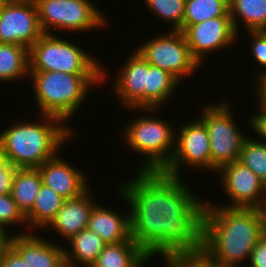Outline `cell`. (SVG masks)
I'll use <instances>...</instances> for the list:
<instances>
[{
	"label": "cell",
	"mask_w": 266,
	"mask_h": 267,
	"mask_svg": "<svg viewBox=\"0 0 266 267\" xmlns=\"http://www.w3.org/2000/svg\"><path fill=\"white\" fill-rule=\"evenodd\" d=\"M132 176L116 188L130 207L132 239L149 259L200 256L206 200L181 177L161 171H137Z\"/></svg>",
	"instance_id": "obj_1"
},
{
	"label": "cell",
	"mask_w": 266,
	"mask_h": 267,
	"mask_svg": "<svg viewBox=\"0 0 266 267\" xmlns=\"http://www.w3.org/2000/svg\"><path fill=\"white\" fill-rule=\"evenodd\" d=\"M263 234L256 208H228L206 202L202 255L224 267H241ZM240 265V266H239Z\"/></svg>",
	"instance_id": "obj_2"
},
{
	"label": "cell",
	"mask_w": 266,
	"mask_h": 267,
	"mask_svg": "<svg viewBox=\"0 0 266 267\" xmlns=\"http://www.w3.org/2000/svg\"><path fill=\"white\" fill-rule=\"evenodd\" d=\"M40 116L38 122L37 119L14 121L0 133L3 157L16 168L41 166L72 138L73 130L63 120L51 115Z\"/></svg>",
	"instance_id": "obj_3"
},
{
	"label": "cell",
	"mask_w": 266,
	"mask_h": 267,
	"mask_svg": "<svg viewBox=\"0 0 266 267\" xmlns=\"http://www.w3.org/2000/svg\"><path fill=\"white\" fill-rule=\"evenodd\" d=\"M29 78L39 115L55 116L67 123L86 101L90 89L103 83V74L30 71Z\"/></svg>",
	"instance_id": "obj_4"
},
{
	"label": "cell",
	"mask_w": 266,
	"mask_h": 267,
	"mask_svg": "<svg viewBox=\"0 0 266 267\" xmlns=\"http://www.w3.org/2000/svg\"><path fill=\"white\" fill-rule=\"evenodd\" d=\"M141 116L133 118L125 130H122L126 145L132 151L143 156L142 166L139 171L155 172L162 171L170 162L175 149L176 129L162 118H158L155 113L159 109H135ZM145 113V114H143ZM149 114H154L149 115Z\"/></svg>",
	"instance_id": "obj_5"
},
{
	"label": "cell",
	"mask_w": 266,
	"mask_h": 267,
	"mask_svg": "<svg viewBox=\"0 0 266 267\" xmlns=\"http://www.w3.org/2000/svg\"><path fill=\"white\" fill-rule=\"evenodd\" d=\"M57 34H43L30 48V71L64 72L68 74H103L109 77L94 55ZM94 56V57H93Z\"/></svg>",
	"instance_id": "obj_6"
},
{
	"label": "cell",
	"mask_w": 266,
	"mask_h": 267,
	"mask_svg": "<svg viewBox=\"0 0 266 267\" xmlns=\"http://www.w3.org/2000/svg\"><path fill=\"white\" fill-rule=\"evenodd\" d=\"M202 107L199 118L208 129L211 172L216 173L224 165L239 160L243 142L248 136L236 124L229 101L213 105L208 103Z\"/></svg>",
	"instance_id": "obj_7"
},
{
	"label": "cell",
	"mask_w": 266,
	"mask_h": 267,
	"mask_svg": "<svg viewBox=\"0 0 266 267\" xmlns=\"http://www.w3.org/2000/svg\"><path fill=\"white\" fill-rule=\"evenodd\" d=\"M43 34L58 29L88 32L108 25L107 16L91 0H34ZM103 13V14H102Z\"/></svg>",
	"instance_id": "obj_8"
},
{
	"label": "cell",
	"mask_w": 266,
	"mask_h": 267,
	"mask_svg": "<svg viewBox=\"0 0 266 267\" xmlns=\"http://www.w3.org/2000/svg\"><path fill=\"white\" fill-rule=\"evenodd\" d=\"M169 32V33H168ZM166 31L147 39L135 50L152 66L172 74L179 82L201 68L192 56L182 31ZM167 33V34H166ZM184 77V78H183Z\"/></svg>",
	"instance_id": "obj_9"
},
{
	"label": "cell",
	"mask_w": 266,
	"mask_h": 267,
	"mask_svg": "<svg viewBox=\"0 0 266 267\" xmlns=\"http://www.w3.org/2000/svg\"><path fill=\"white\" fill-rule=\"evenodd\" d=\"M185 121L175 132V149L169 164L161 171L173 177H182L184 167L211 172V153L208 129L200 118Z\"/></svg>",
	"instance_id": "obj_10"
},
{
	"label": "cell",
	"mask_w": 266,
	"mask_h": 267,
	"mask_svg": "<svg viewBox=\"0 0 266 267\" xmlns=\"http://www.w3.org/2000/svg\"><path fill=\"white\" fill-rule=\"evenodd\" d=\"M42 35L34 0H0V43L30 48Z\"/></svg>",
	"instance_id": "obj_11"
},
{
	"label": "cell",
	"mask_w": 266,
	"mask_h": 267,
	"mask_svg": "<svg viewBox=\"0 0 266 267\" xmlns=\"http://www.w3.org/2000/svg\"><path fill=\"white\" fill-rule=\"evenodd\" d=\"M222 188L230 199L228 208H256L259 209L266 201V186L243 163L236 160L221 167L218 171Z\"/></svg>",
	"instance_id": "obj_12"
},
{
	"label": "cell",
	"mask_w": 266,
	"mask_h": 267,
	"mask_svg": "<svg viewBox=\"0 0 266 267\" xmlns=\"http://www.w3.org/2000/svg\"><path fill=\"white\" fill-rule=\"evenodd\" d=\"M183 34L192 56L202 66L208 54L233 47L239 39L231 17H215L201 23L191 24ZM205 56V57H204Z\"/></svg>",
	"instance_id": "obj_13"
},
{
	"label": "cell",
	"mask_w": 266,
	"mask_h": 267,
	"mask_svg": "<svg viewBox=\"0 0 266 267\" xmlns=\"http://www.w3.org/2000/svg\"><path fill=\"white\" fill-rule=\"evenodd\" d=\"M128 57L114 79L113 90L124 108L145 109L147 61L135 50Z\"/></svg>",
	"instance_id": "obj_14"
},
{
	"label": "cell",
	"mask_w": 266,
	"mask_h": 267,
	"mask_svg": "<svg viewBox=\"0 0 266 267\" xmlns=\"http://www.w3.org/2000/svg\"><path fill=\"white\" fill-rule=\"evenodd\" d=\"M57 154L37 167L42 178V184L49 187L65 200L74 199L86 192L90 186L81 169L71 165Z\"/></svg>",
	"instance_id": "obj_15"
},
{
	"label": "cell",
	"mask_w": 266,
	"mask_h": 267,
	"mask_svg": "<svg viewBox=\"0 0 266 267\" xmlns=\"http://www.w3.org/2000/svg\"><path fill=\"white\" fill-rule=\"evenodd\" d=\"M25 231L14 233L10 246L29 267H68L65 262V245L49 242L48 239L45 240L41 235L34 233L35 231Z\"/></svg>",
	"instance_id": "obj_16"
},
{
	"label": "cell",
	"mask_w": 266,
	"mask_h": 267,
	"mask_svg": "<svg viewBox=\"0 0 266 267\" xmlns=\"http://www.w3.org/2000/svg\"><path fill=\"white\" fill-rule=\"evenodd\" d=\"M90 189L92 188L77 198L65 200L55 218L44 230L49 228L50 231L52 229L56 231L58 236L68 241L81 230L87 228L91 212L98 203L90 196Z\"/></svg>",
	"instance_id": "obj_17"
},
{
	"label": "cell",
	"mask_w": 266,
	"mask_h": 267,
	"mask_svg": "<svg viewBox=\"0 0 266 267\" xmlns=\"http://www.w3.org/2000/svg\"><path fill=\"white\" fill-rule=\"evenodd\" d=\"M97 203L90 215L87 228L99 235L106 244L134 241L131 234V211L121 216L116 210ZM116 211V212H115Z\"/></svg>",
	"instance_id": "obj_18"
},
{
	"label": "cell",
	"mask_w": 266,
	"mask_h": 267,
	"mask_svg": "<svg viewBox=\"0 0 266 267\" xmlns=\"http://www.w3.org/2000/svg\"><path fill=\"white\" fill-rule=\"evenodd\" d=\"M69 249L64 248L68 267H91L106 243L95 232L85 228L68 240Z\"/></svg>",
	"instance_id": "obj_19"
},
{
	"label": "cell",
	"mask_w": 266,
	"mask_h": 267,
	"mask_svg": "<svg viewBox=\"0 0 266 267\" xmlns=\"http://www.w3.org/2000/svg\"><path fill=\"white\" fill-rule=\"evenodd\" d=\"M148 254L135 242L106 244L91 267H144Z\"/></svg>",
	"instance_id": "obj_20"
},
{
	"label": "cell",
	"mask_w": 266,
	"mask_h": 267,
	"mask_svg": "<svg viewBox=\"0 0 266 267\" xmlns=\"http://www.w3.org/2000/svg\"><path fill=\"white\" fill-rule=\"evenodd\" d=\"M181 84L172 74L147 62V87H145V108L162 109L174 91ZM164 104V105H163Z\"/></svg>",
	"instance_id": "obj_21"
},
{
	"label": "cell",
	"mask_w": 266,
	"mask_h": 267,
	"mask_svg": "<svg viewBox=\"0 0 266 267\" xmlns=\"http://www.w3.org/2000/svg\"><path fill=\"white\" fill-rule=\"evenodd\" d=\"M41 185L42 178L37 168L15 170L10 194L25 216L32 210Z\"/></svg>",
	"instance_id": "obj_22"
},
{
	"label": "cell",
	"mask_w": 266,
	"mask_h": 267,
	"mask_svg": "<svg viewBox=\"0 0 266 267\" xmlns=\"http://www.w3.org/2000/svg\"><path fill=\"white\" fill-rule=\"evenodd\" d=\"M229 15L238 35L240 21L245 31H263L266 29V0H229Z\"/></svg>",
	"instance_id": "obj_23"
},
{
	"label": "cell",
	"mask_w": 266,
	"mask_h": 267,
	"mask_svg": "<svg viewBox=\"0 0 266 267\" xmlns=\"http://www.w3.org/2000/svg\"><path fill=\"white\" fill-rule=\"evenodd\" d=\"M29 48L0 43V81L11 82L29 77Z\"/></svg>",
	"instance_id": "obj_24"
},
{
	"label": "cell",
	"mask_w": 266,
	"mask_h": 267,
	"mask_svg": "<svg viewBox=\"0 0 266 267\" xmlns=\"http://www.w3.org/2000/svg\"><path fill=\"white\" fill-rule=\"evenodd\" d=\"M65 199L42 184L32 210L26 215L27 226L32 230L46 228L55 218Z\"/></svg>",
	"instance_id": "obj_25"
},
{
	"label": "cell",
	"mask_w": 266,
	"mask_h": 267,
	"mask_svg": "<svg viewBox=\"0 0 266 267\" xmlns=\"http://www.w3.org/2000/svg\"><path fill=\"white\" fill-rule=\"evenodd\" d=\"M215 17H230L229 0H186L183 31L191 24Z\"/></svg>",
	"instance_id": "obj_26"
},
{
	"label": "cell",
	"mask_w": 266,
	"mask_h": 267,
	"mask_svg": "<svg viewBox=\"0 0 266 267\" xmlns=\"http://www.w3.org/2000/svg\"><path fill=\"white\" fill-rule=\"evenodd\" d=\"M239 161L266 186V142L248 136L243 142Z\"/></svg>",
	"instance_id": "obj_27"
},
{
	"label": "cell",
	"mask_w": 266,
	"mask_h": 267,
	"mask_svg": "<svg viewBox=\"0 0 266 267\" xmlns=\"http://www.w3.org/2000/svg\"><path fill=\"white\" fill-rule=\"evenodd\" d=\"M145 6L158 19L171 24V31L183 32V18L185 14L186 0H144Z\"/></svg>",
	"instance_id": "obj_28"
},
{
	"label": "cell",
	"mask_w": 266,
	"mask_h": 267,
	"mask_svg": "<svg viewBox=\"0 0 266 267\" xmlns=\"http://www.w3.org/2000/svg\"><path fill=\"white\" fill-rule=\"evenodd\" d=\"M26 224V216L18 208L10 193L0 195V233H7V227ZM6 228V229H5Z\"/></svg>",
	"instance_id": "obj_29"
},
{
	"label": "cell",
	"mask_w": 266,
	"mask_h": 267,
	"mask_svg": "<svg viewBox=\"0 0 266 267\" xmlns=\"http://www.w3.org/2000/svg\"><path fill=\"white\" fill-rule=\"evenodd\" d=\"M251 36L252 41L250 45V50L252 51L250 54L253 55L254 60L257 64L261 65L260 71L256 73L257 82L254 83L256 86L261 80L266 77V34L263 31H248ZM264 70V71H263Z\"/></svg>",
	"instance_id": "obj_30"
},
{
	"label": "cell",
	"mask_w": 266,
	"mask_h": 267,
	"mask_svg": "<svg viewBox=\"0 0 266 267\" xmlns=\"http://www.w3.org/2000/svg\"><path fill=\"white\" fill-rule=\"evenodd\" d=\"M258 112L248 118V126L251 127V131L255 132L262 142H266V103L263 102L258 96Z\"/></svg>",
	"instance_id": "obj_31"
},
{
	"label": "cell",
	"mask_w": 266,
	"mask_h": 267,
	"mask_svg": "<svg viewBox=\"0 0 266 267\" xmlns=\"http://www.w3.org/2000/svg\"><path fill=\"white\" fill-rule=\"evenodd\" d=\"M165 267H211V262L202 254L197 257H173L166 259Z\"/></svg>",
	"instance_id": "obj_32"
},
{
	"label": "cell",
	"mask_w": 266,
	"mask_h": 267,
	"mask_svg": "<svg viewBox=\"0 0 266 267\" xmlns=\"http://www.w3.org/2000/svg\"><path fill=\"white\" fill-rule=\"evenodd\" d=\"M16 169L5 159L0 163V195L11 192L12 180Z\"/></svg>",
	"instance_id": "obj_33"
},
{
	"label": "cell",
	"mask_w": 266,
	"mask_h": 267,
	"mask_svg": "<svg viewBox=\"0 0 266 267\" xmlns=\"http://www.w3.org/2000/svg\"><path fill=\"white\" fill-rule=\"evenodd\" d=\"M248 267H266V236L261 235L256 246L251 252Z\"/></svg>",
	"instance_id": "obj_34"
},
{
	"label": "cell",
	"mask_w": 266,
	"mask_h": 267,
	"mask_svg": "<svg viewBox=\"0 0 266 267\" xmlns=\"http://www.w3.org/2000/svg\"><path fill=\"white\" fill-rule=\"evenodd\" d=\"M1 267H29L23 258L10 246L4 254Z\"/></svg>",
	"instance_id": "obj_35"
},
{
	"label": "cell",
	"mask_w": 266,
	"mask_h": 267,
	"mask_svg": "<svg viewBox=\"0 0 266 267\" xmlns=\"http://www.w3.org/2000/svg\"><path fill=\"white\" fill-rule=\"evenodd\" d=\"M8 233H0V267L2 264V260L4 254L6 253L7 249L10 247V242L12 239V234L9 236Z\"/></svg>",
	"instance_id": "obj_36"
},
{
	"label": "cell",
	"mask_w": 266,
	"mask_h": 267,
	"mask_svg": "<svg viewBox=\"0 0 266 267\" xmlns=\"http://www.w3.org/2000/svg\"><path fill=\"white\" fill-rule=\"evenodd\" d=\"M260 214L262 216V230L263 235L266 236V201L265 203L259 208Z\"/></svg>",
	"instance_id": "obj_37"
},
{
	"label": "cell",
	"mask_w": 266,
	"mask_h": 267,
	"mask_svg": "<svg viewBox=\"0 0 266 267\" xmlns=\"http://www.w3.org/2000/svg\"><path fill=\"white\" fill-rule=\"evenodd\" d=\"M4 160V157H3V154H2V151H1V147H0V163Z\"/></svg>",
	"instance_id": "obj_38"
},
{
	"label": "cell",
	"mask_w": 266,
	"mask_h": 267,
	"mask_svg": "<svg viewBox=\"0 0 266 267\" xmlns=\"http://www.w3.org/2000/svg\"><path fill=\"white\" fill-rule=\"evenodd\" d=\"M211 267H224L211 262Z\"/></svg>",
	"instance_id": "obj_39"
}]
</instances>
